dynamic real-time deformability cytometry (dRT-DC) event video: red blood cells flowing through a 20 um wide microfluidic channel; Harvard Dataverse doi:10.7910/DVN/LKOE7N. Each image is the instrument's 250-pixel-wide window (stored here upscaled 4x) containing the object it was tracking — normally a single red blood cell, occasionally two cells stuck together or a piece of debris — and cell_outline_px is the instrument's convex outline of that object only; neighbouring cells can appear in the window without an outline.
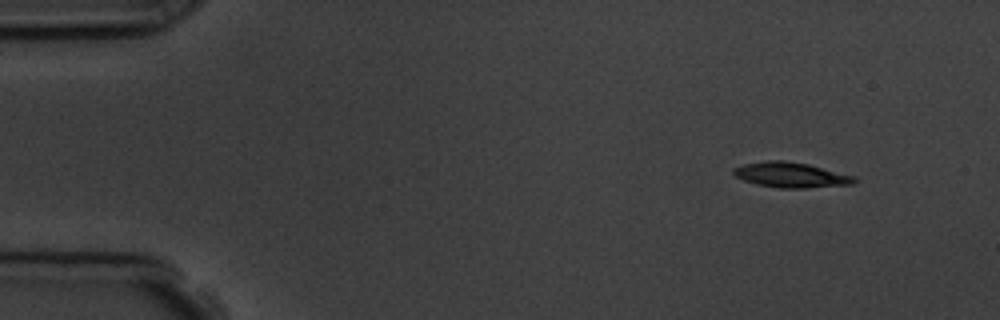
{"species": "common noctule bat (a hibernating species)", "species_latin": "Nyctalus noctula", "temperature_condition": "room temperature", "stored_images_in_passage": 5, "camera_frame_rate_fps": 3000, "um_per_image_px": 0.085, "animal": {"sex": "male", "body_mass_g": 19.5, "forearm_length_mm": 54.6}, "frame": {"image": 1, "passage_image": 1, "time_ms": 0.0, "image_size_px": [1000, 320], "cell_outline_px": [[856, 180], [852, 184], [804, 188], [780, 188], [756, 184], [744, 180], [736, 176], [732, 172], [732, 168], [744, 164], [768, 160], [784, 160], [808, 164], [856, 176]], "centroid_in_image_um": [67.22, 14.86], "position_along_channel_um": 17.8, "area_um2": 17.69}}
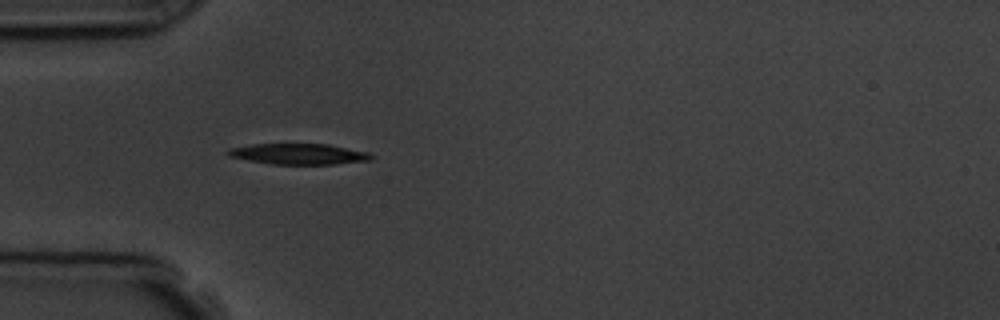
{"frame": {"image": 2, "passage_image": 4, "time_ms": 3.667, "image_size_px": [1000, 320], "cell_outline_px": [[376, 156], [372, 160], [336, 164], [272, 164], [248, 160], [228, 156], [228, 148], [252, 144], [328, 144], [368, 152]], "centroid_in_image_um": [25.43, 13.09], "position_along_channel_um": 59.6, "area_um2": 17.4}}